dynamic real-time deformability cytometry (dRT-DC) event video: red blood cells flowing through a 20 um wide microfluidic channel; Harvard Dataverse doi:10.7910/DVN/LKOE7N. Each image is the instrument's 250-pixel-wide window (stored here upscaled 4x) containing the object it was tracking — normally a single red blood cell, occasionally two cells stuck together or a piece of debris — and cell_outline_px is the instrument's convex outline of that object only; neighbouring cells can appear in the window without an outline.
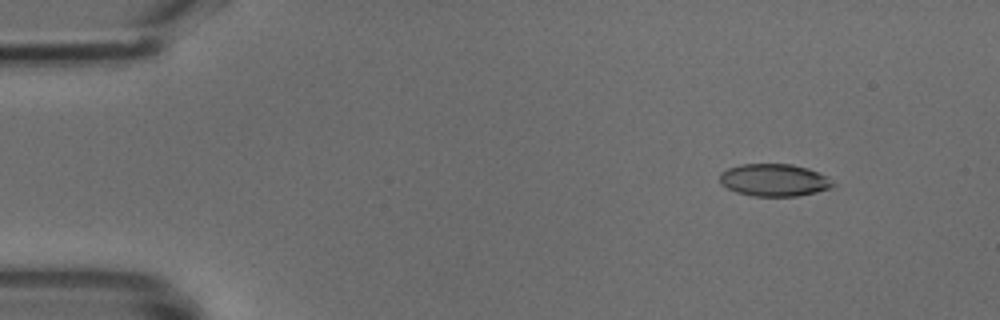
{"species": "common noctule bat (a hibernating species)", "species_latin": "Nyctalus noctula", "temperature_condition": "cold", "stored_images_in_passage": 49, "camera_frame_rate_fps": 3000, "um_per_image_px": 0.085, "animal": {"sex": "male", "body_mass_g": 18.8}, "frame": {"image": 1, "passage_image": 6, "time_ms": 1.667, "image_size_px": [1000, 320], "cell_outline_px": [[832, 184], [828, 188], [796, 196], [756, 196], [740, 192], [728, 188], [720, 180], [720, 176], [728, 168], [744, 164], [792, 164], [816, 172], [824, 176]], "centroid_in_image_um": [65.75, 15.3], "position_along_channel_um": 19.2, "area_um2": 20.35}}
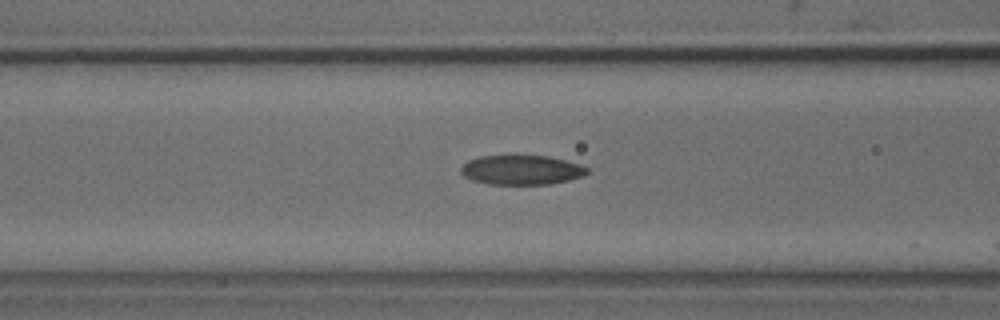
{"frame": {"image": 2, "passage_image": 20, "time_ms": 6.333, "image_size_px": [1000, 320], "cell_outline_px": [[588, 172], [580, 176], [568, 180], [548, 184], [492, 184], [472, 180], [464, 176], [460, 172], [460, 168], [464, 164], [472, 160], [484, 156], [548, 156], [564, 160], [588, 168]], "centroid_in_image_um": [44.31, 14.45], "position_along_channel_um": 122.3, "area_um2": 21.15}}
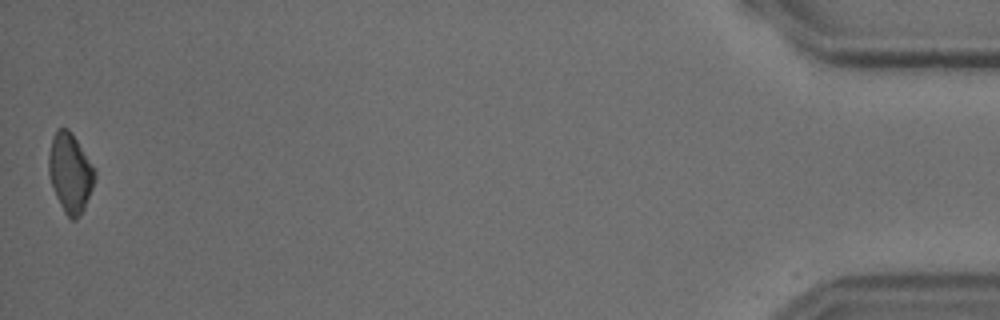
{"frame": {"image": 3, "passage_image": 49, "time_ms": 16.0, "image_size_px": [1000, 320], "cell_outline_px": [[96, 176], [92, 188], [84, 208], [80, 216], [76, 220], [72, 220], [64, 212], [56, 196], [48, 172], [48, 156], [52, 136], [56, 128], [68, 128], [72, 132], [96, 172]], "centroid_in_image_um": [5.95, 14.67], "position_along_channel_um": 429.3, "area_um2": 21.15}}